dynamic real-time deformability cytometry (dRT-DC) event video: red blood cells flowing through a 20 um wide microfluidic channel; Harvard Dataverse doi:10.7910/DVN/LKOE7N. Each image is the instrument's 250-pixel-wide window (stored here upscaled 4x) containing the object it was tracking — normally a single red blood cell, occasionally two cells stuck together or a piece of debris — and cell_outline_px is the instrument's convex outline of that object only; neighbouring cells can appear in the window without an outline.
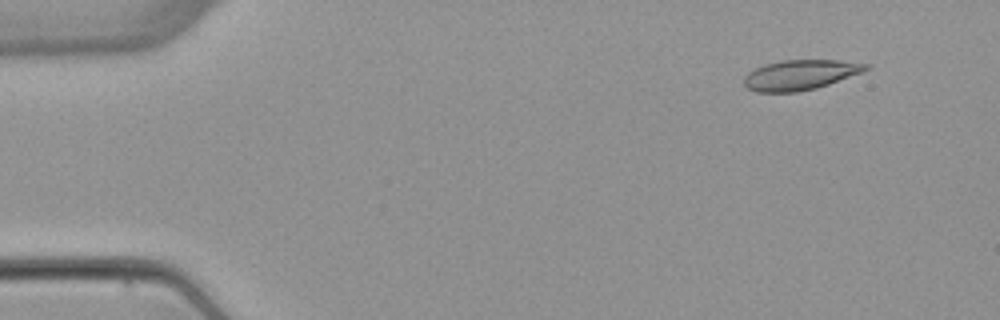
{"species": "common noctule bat (a hibernating species)", "species_latin": "Nyctalus noctula", "temperature_condition": "warm", "stored_images_in_passage": 6, "segment_of_instrument_passage": [2, 2], "camera_frame_rate_fps": 3000, "um_per_image_px": 0.085, "animal": {"sex": "female", "body_mass_g": 22.7, "forearm_length_mm": 54.2}, "frame": {"image": 1, "passage_image": 6, "time_ms": 6.0, "image_size_px": [1000, 320], "cell_outline_px": [[872, 68], [828, 84], [816, 88], [796, 92], [756, 92], [748, 88], [744, 84], [744, 76], [748, 72], [764, 64], [780, 60], [840, 60], [872, 64]], "centroid_in_image_um": [68.03, 6.35], "position_along_channel_um": 17.0, "area_um2": 21.39}}